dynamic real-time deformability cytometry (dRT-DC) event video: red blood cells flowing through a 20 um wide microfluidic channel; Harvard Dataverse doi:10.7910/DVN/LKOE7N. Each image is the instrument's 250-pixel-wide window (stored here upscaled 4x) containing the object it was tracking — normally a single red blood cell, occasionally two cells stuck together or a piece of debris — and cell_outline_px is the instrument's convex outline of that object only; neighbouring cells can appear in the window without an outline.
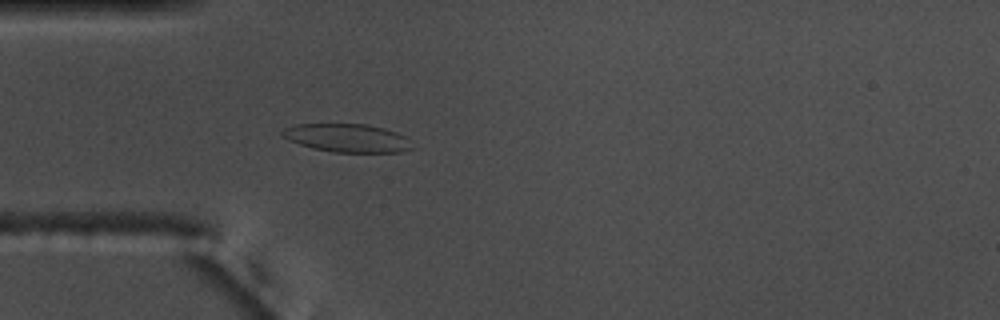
{"species": "common noctule bat (a hibernating species)", "species_latin": "Nyctalus noctula", "temperature_condition": "warm", "stored_images_in_passage": 55, "camera_frame_rate_fps": 3000, "um_per_image_px": 0.085, "animal": {"sex": "male", "body_mass_g": 17.5, "forearm_length_mm": 52.3}, "frame": {"image": 1, "passage_image": 16, "time_ms": 5.0, "image_size_px": [1000, 320], "cell_outline_px": [[416, 148], [400, 152], [332, 152], [312, 148], [288, 140], [280, 136], [280, 132], [284, 128], [296, 124], [364, 124], [384, 128], [396, 132], [412, 140]], "centroid_in_image_um": [29.54, 11.73], "position_along_channel_um": 55.5, "area_um2": 21.68}}
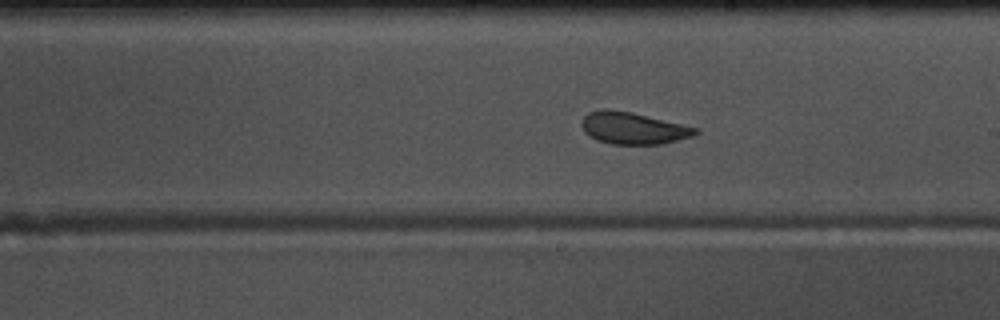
{"frame": {"image": 2, "passage_image": 31, "time_ms": 10.0, "image_size_px": [1000, 320], "cell_outline_px": [[700, 132], [692, 136], [660, 144], [612, 144], [596, 140], [588, 136], [584, 132], [580, 124], [584, 116], [588, 112], [604, 108], [632, 112], [700, 128]], "centroid_in_image_um": [53.79, 10.88], "position_along_channel_um": 235.2, "area_um2": 21.33}}
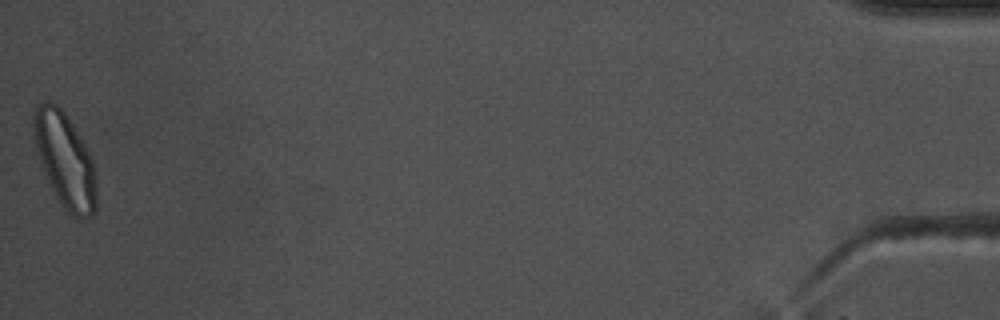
{"frame": {"image": 3, "passage_image": 55, "time_ms": 18.0, "image_size_px": [1000, 320], "cell_outline_px": [[96, 208], [88, 216], [80, 220], [72, 216], [64, 208], [40, 160], [36, 148], [32, 132], [32, 120], [36, 108], [40, 104], [48, 100], [56, 104], [64, 112], [72, 124], [84, 144], [96, 168]], "centroid_in_image_um": [5.54, 13.58], "position_along_channel_um": 429.7, "area_um2": 33.76}, "authors_computed_cell_mechanics": {"area_um2": 22.7732, "velocity_mm_per_s": 3.6998, "shape_relaxation_time_tau1_ms": 5.0165, "shape_relaxation_time_tau2_ms": 1.7305, "deformation_change_tau1": 0.1325, "deformation_change_tau2": 0.0671}}